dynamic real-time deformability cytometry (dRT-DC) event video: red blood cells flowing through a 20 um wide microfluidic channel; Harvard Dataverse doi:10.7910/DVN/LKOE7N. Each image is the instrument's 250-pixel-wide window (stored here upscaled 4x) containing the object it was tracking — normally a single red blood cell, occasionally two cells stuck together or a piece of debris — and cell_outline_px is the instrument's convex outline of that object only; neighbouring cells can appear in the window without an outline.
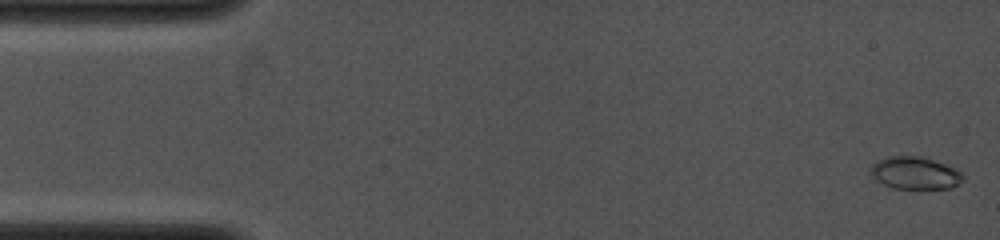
{"species": "common noctule bat (a hibernating species)", "species_latin": "Nyctalus noctula", "temperature_condition": "cold", "stored_images_in_passage": 60, "camera_frame_rate_fps": 4000, "um_per_image_px": 0.085, "animal": {"sex": "female", "body_mass_g": 19.0, "forearm_length_mm": 53.3}, "frame": {"image": 1, "passage_image": 1, "time_ms": 0.0, "image_size_px": [1000, 240], "cell_outline_px": [[964, 180], [952, 188], [892, 188], [876, 180], [868, 172], [872, 164], [888, 156], [920, 156], [944, 164], [960, 172], [964, 176]], "centroid_in_image_um": [77.74, 14.71], "position_along_channel_um": 7.3, "area_um2": 17.28}}
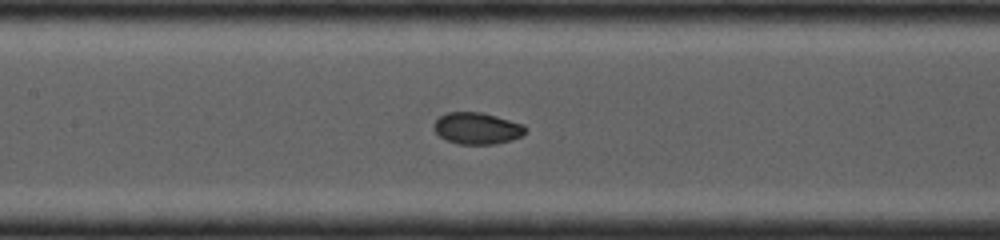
{"frame": {"image": 2, "passage_image": 27, "time_ms": 6.5, "image_size_px": [1000, 240], "cell_outline_px": [[528, 132], [512, 140], [496, 144], [460, 144], [448, 140], [440, 136], [432, 128], [432, 124], [440, 116], [448, 112], [484, 112], [524, 124], [528, 128]], "centroid_in_image_um": [40.59, 10.9], "position_along_channel_um": 166.8, "area_um2": 17.11}}
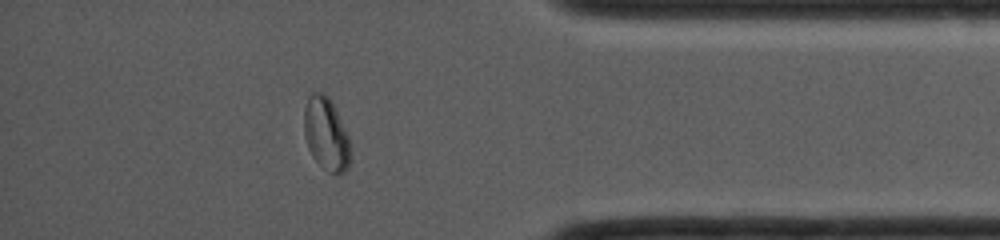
{"frame": {"image": 3, "passage_image": 50, "time_ms": 12.25, "image_size_px": [1000, 240], "cell_outline_px": [[352, 160], [348, 168], [340, 176], [336, 176], [328, 172], [312, 156], [308, 148], [304, 132], [304, 108], [312, 92], [324, 92], [328, 96], [348, 136]], "centroid_in_image_um": [27.74, 11.46], "position_along_channel_um": 407.5, "area_um2": 19.71}}